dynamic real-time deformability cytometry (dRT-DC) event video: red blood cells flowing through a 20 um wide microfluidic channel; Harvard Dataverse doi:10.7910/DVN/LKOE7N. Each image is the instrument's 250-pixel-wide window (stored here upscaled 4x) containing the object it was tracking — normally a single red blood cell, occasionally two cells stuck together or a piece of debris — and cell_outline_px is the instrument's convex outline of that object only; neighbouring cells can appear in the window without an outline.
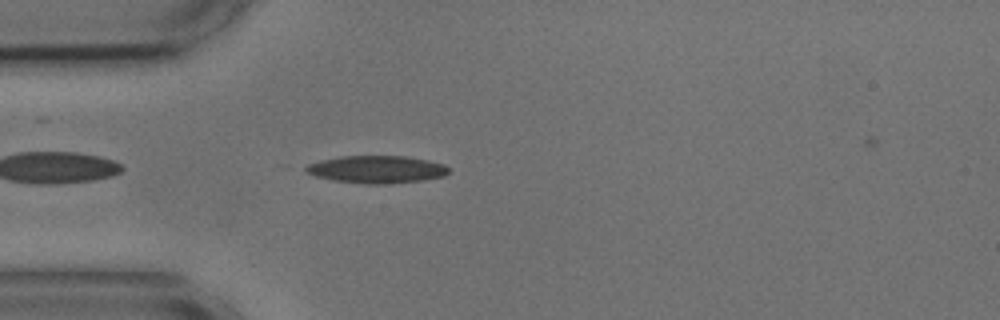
{"species": "common noctule bat (a hibernating species)", "species_latin": "Nyctalus noctula", "temperature_condition": "cold", "stored_images_in_passage": 14, "camera_frame_rate_fps": 3000, "um_per_image_px": 0.085, "animal": {"sex": "male", "body_mass_g": 17.9, "forearm_length_mm": 54.2}, "frame": {"image": 1, "passage_image": 3, "time_ms": 0.667, "image_size_px": [1000, 320], "cell_outline_px": [[448, 172], [444, 176], [424, 180], [384, 184], [368, 184], [332, 180], [316, 176], [304, 172], [304, 168], [308, 164], [320, 160], [340, 156], [404, 156], [428, 160], [444, 164], [448, 168]], "centroid_in_image_um": [31.99, 14.4], "position_along_channel_um": 53.0, "area_um2": 22.89}}